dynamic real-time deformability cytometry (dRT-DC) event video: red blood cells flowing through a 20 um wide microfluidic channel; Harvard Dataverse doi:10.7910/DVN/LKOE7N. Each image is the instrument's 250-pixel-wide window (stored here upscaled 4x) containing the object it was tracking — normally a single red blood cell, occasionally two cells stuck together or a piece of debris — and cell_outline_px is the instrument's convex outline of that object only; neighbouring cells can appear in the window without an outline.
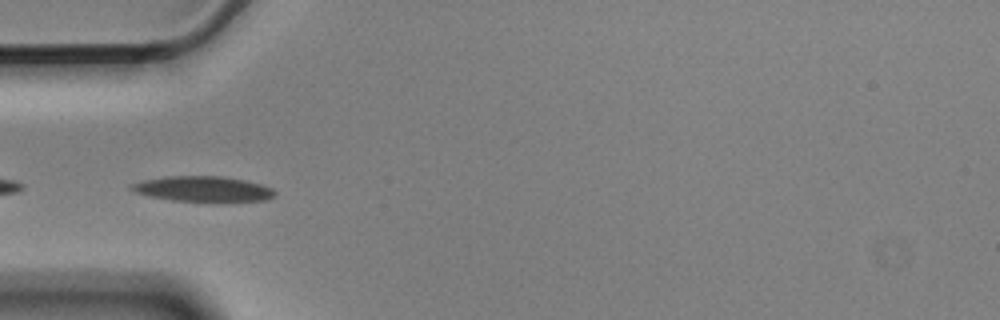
{"species": "Egyptian fruit bat (a non-hibernating species)", "species_latin": "Rousettus aegyptiacus", "temperature_condition": "cold", "stored_images_in_passage": 41, "camera_frame_rate_fps": 3000, "um_per_image_px": 0.085, "animal": {"sex": "male"}, "frame": {"image": 1, "passage_image": 2, "time_ms": 0.333, "image_size_px": [1000, 320], "cell_outline_px": [[276, 196], [264, 200], [172, 200], [152, 196], [136, 192], [128, 188], [132, 184], [144, 180], [164, 176], [220, 176], [244, 180], [260, 184], [272, 188], [276, 192]], "centroid_in_image_um": [17.25, 16.03], "position_along_channel_um": 67.8, "area_um2": 20.52}}
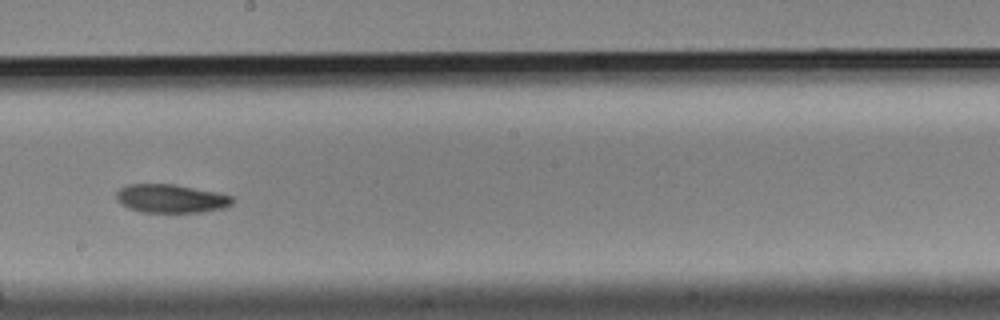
{"frame": {"image": 2, "passage_image": 16, "time_ms": 5.0, "image_size_px": [1000, 320], "cell_outline_px": [[232, 204], [220, 208], [200, 212], [140, 212], [128, 208], [120, 204], [116, 200], [116, 192], [120, 188], [128, 184], [176, 184], [216, 192], [232, 196]], "centroid_in_image_um": [14.46, 16.87], "position_along_channel_um": 233.7, "area_um2": 19.25}}
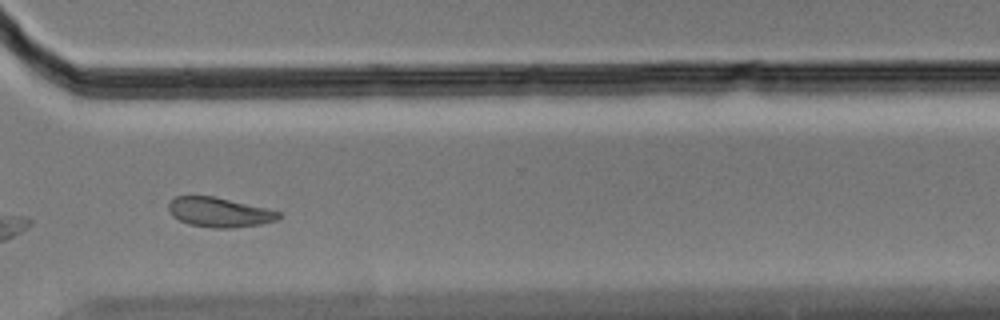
{"frame": {"image": 3, "passage_image": 26, "time_ms": 8.333, "image_size_px": [1000, 320], "cell_outline_px": [[280, 216], [276, 220], [260, 224], [228, 228], [212, 228], [188, 224], [172, 216], [168, 212], [168, 204], [176, 196], [212, 196], [264, 208], [280, 212]], "centroid_in_image_um": [18.58, 18.05], "position_along_channel_um": 352.0, "area_um2": 18.67}, "authors_computed_cell_mechanics": {"area_um2": 20.23, "velocity_mm_per_s": 3.5477, "shape_relaxation_time_tau1_ms": 3.2639, "shape_relaxation_time_tau2_ms": null, "deformation_change_tau1": 0.1237, "deformation_change_tau2": null}}